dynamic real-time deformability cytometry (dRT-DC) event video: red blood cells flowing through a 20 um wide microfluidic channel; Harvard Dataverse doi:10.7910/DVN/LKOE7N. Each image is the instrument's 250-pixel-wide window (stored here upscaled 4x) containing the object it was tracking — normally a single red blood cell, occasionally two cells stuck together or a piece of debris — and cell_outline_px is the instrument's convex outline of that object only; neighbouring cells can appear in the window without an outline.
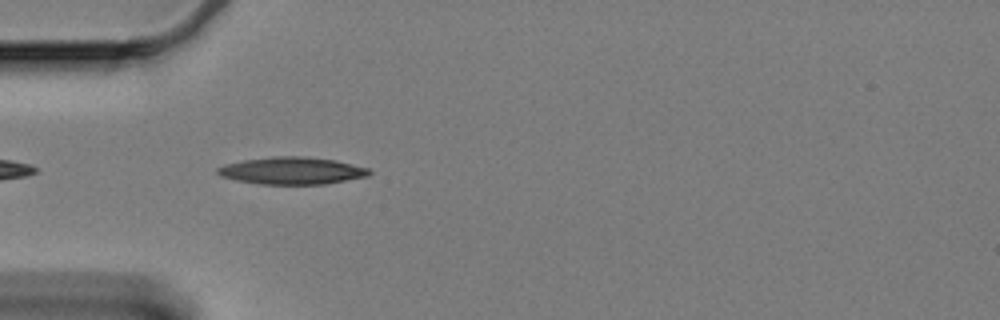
{"species": "Egyptian fruit bat (a non-hibernating species)", "species_latin": "Rousettus aegyptiacus", "temperature_condition": "cold", "stored_images_in_passage": 14, "camera_frame_rate_fps": 3000, "um_per_image_px": 0.085, "animal": {"sex": "female"}, "frame": {"image": 1, "passage_image": 3, "time_ms": 0.667, "image_size_px": [1000, 320], "cell_outline_px": [[372, 172], [368, 176], [324, 184], [260, 184], [236, 180], [220, 176], [216, 172], [216, 168], [224, 164], [244, 160], [272, 156], [300, 156], [336, 160], [368, 168]], "centroid_in_image_um": [24.79, 14.5], "position_along_channel_um": 60.2, "area_um2": 24.04}}
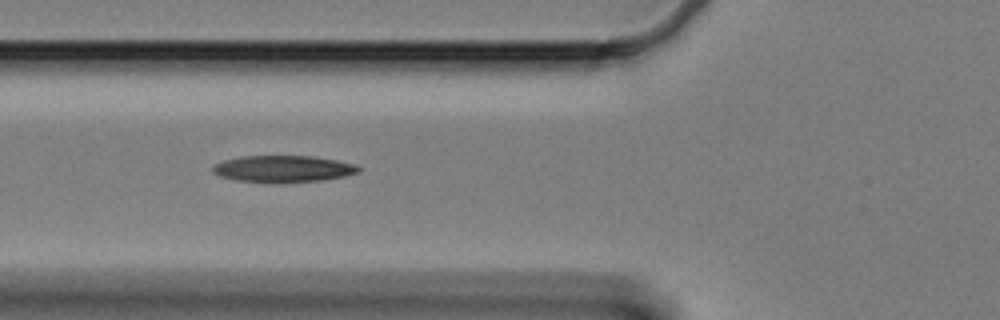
{"frame": {"image": 2, "passage_image": 7, "time_ms": 2.0, "image_size_px": [1000, 320], "cell_outline_px": [[360, 172], [344, 176], [324, 180], [276, 184], [236, 180], [220, 176], [212, 172], [212, 168], [216, 164], [224, 160], [244, 156], [308, 156], [336, 160], [356, 164], [360, 168]], "centroid_in_image_um": [24.08, 14.37], "position_along_channel_um": 101.7, "area_um2": 22.89}}
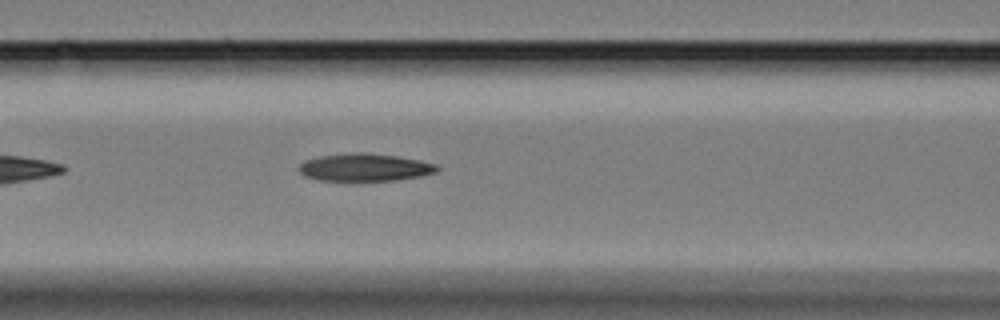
{"frame": {"image": 3, "passage_image": 10, "time_ms": 3.0, "image_size_px": [1000, 320], "cell_outline_px": [[440, 168], [436, 172], [420, 176], [396, 180], [320, 180], [304, 176], [296, 168], [304, 160], [320, 156], [352, 152], [364, 152], [396, 156], [420, 160], [436, 164]], "centroid_in_image_um": [30.98, 14.21], "position_along_channel_um": 135.6, "area_um2": 22.2}}